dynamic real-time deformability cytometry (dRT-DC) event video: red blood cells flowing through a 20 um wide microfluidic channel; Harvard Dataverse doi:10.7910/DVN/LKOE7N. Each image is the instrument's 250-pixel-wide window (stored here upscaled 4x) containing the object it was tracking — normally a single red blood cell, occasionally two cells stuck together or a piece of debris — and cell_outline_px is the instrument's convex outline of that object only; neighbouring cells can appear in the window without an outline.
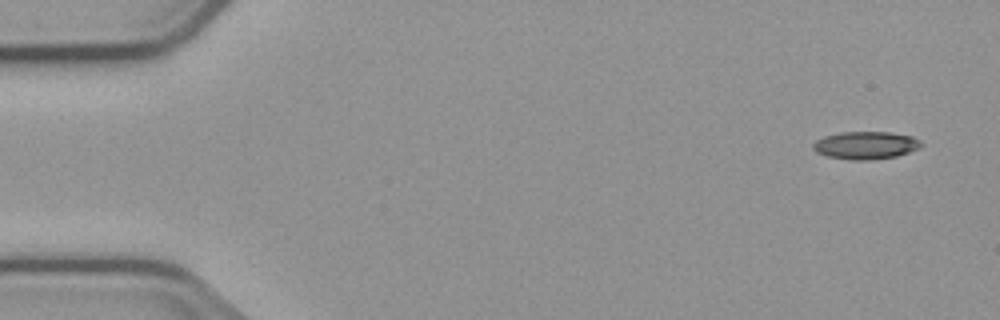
{"species": "common noctule bat (a hibernating species)", "species_latin": "Nyctalus noctula", "temperature_condition": "cold", "stored_images_in_passage": 5, "segment_of_instrument_passage": [1, 2], "camera_frame_rate_fps": 3000, "um_per_image_px": 0.085, "animal": {"sex": "male", "body_mass_g": 23.1, "forearm_length_mm": 52.7}, "frame": {"image": 1, "passage_image": 1, "time_ms": 0.0, "image_size_px": [1000, 320], "cell_outline_px": [[924, 144], [920, 148], [896, 156], [868, 160], [852, 160], [828, 156], [816, 152], [812, 148], [812, 144], [816, 140], [824, 136], [840, 132], [892, 132], [912, 136], [920, 140]], "centroid_in_image_um": [73.59, 12.34], "position_along_channel_um": 11.4, "area_um2": 17.51}}
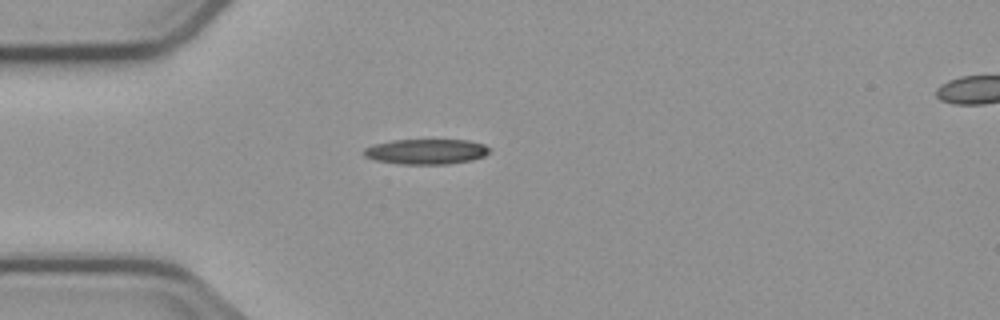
{"frame": {"image": 2, "passage_image": 4, "time_ms": 4.0, "image_size_px": [1000, 320], "cell_outline_px": [[492, 148], [484, 156], [472, 160], [448, 164], [400, 164], [376, 160], [364, 156], [364, 148], [376, 144], [392, 140], [468, 140], [484, 144]], "centroid_in_image_um": [36.26, 12.88], "position_along_channel_um": 48.7, "area_um2": 18.44}}